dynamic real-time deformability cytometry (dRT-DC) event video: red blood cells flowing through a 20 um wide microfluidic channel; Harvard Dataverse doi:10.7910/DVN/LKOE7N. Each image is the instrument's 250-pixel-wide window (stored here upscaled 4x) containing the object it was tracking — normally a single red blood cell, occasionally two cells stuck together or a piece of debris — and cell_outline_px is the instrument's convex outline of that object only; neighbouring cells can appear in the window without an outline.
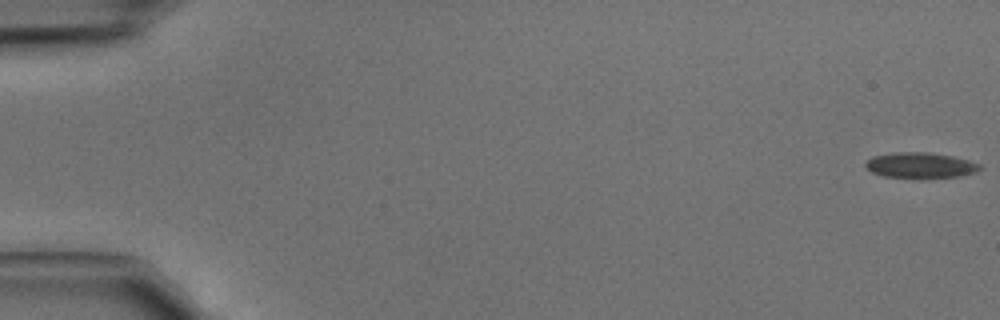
{"species": "common noctule bat (a hibernating species)", "species_latin": "Nyctalus noctula", "temperature_condition": "cold", "stored_images_in_passage": 46, "camera_frame_rate_fps": 3000, "um_per_image_px": 0.085, "animal": {"sex": "male", "body_mass_g": 15.6}, "frame": {"image": 1, "passage_image": 1, "time_ms": 0.0, "image_size_px": [1000, 320], "cell_outline_px": [[980, 168], [976, 172], [956, 176], [924, 180], [920, 180], [884, 176], [872, 172], [864, 168], [864, 160], [872, 156], [892, 152], [928, 152], [952, 156], [968, 160], [980, 164]], "centroid_in_image_um": [78.15, 14.07], "position_along_channel_um": 6.9, "area_um2": 17.69}}
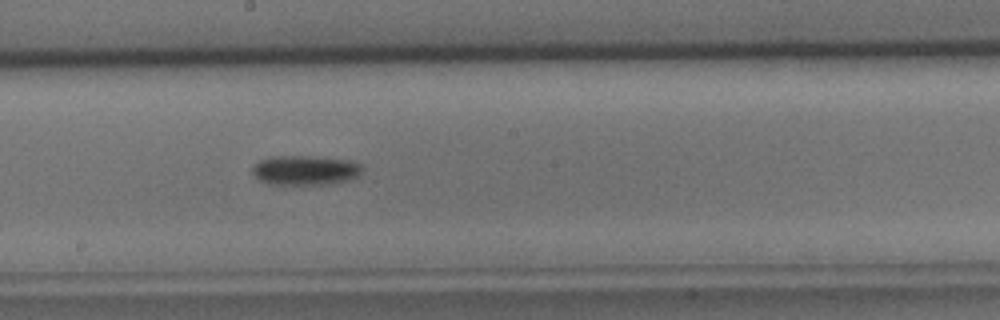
{"frame": {"image": 2, "passage_image": 26, "time_ms": 8.333, "image_size_px": [1000, 320], "cell_outline_px": [[364, 168], [360, 176], [348, 180], [332, 184], [268, 184], [260, 180], [252, 172], [252, 168], [260, 160], [272, 156], [308, 156], [348, 160], [364, 164]], "centroid_in_image_um": [26.01, 14.47], "position_along_channel_um": 222.2, "area_um2": 19.07}}
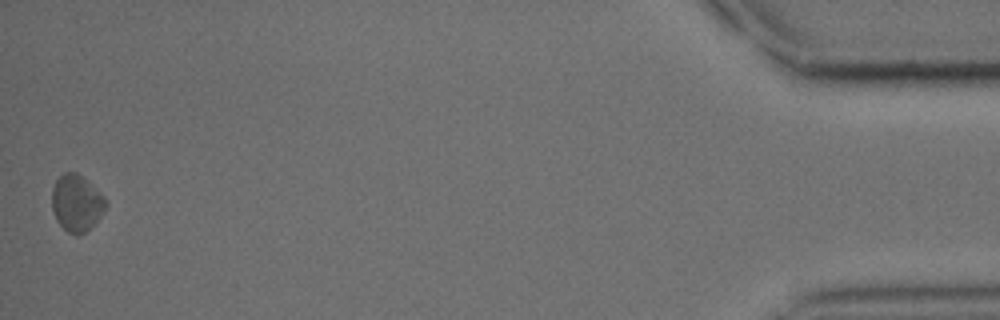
{"frame": {"image": 3, "passage_image": 46, "time_ms": 15.0, "image_size_px": [1000, 320], "cell_outline_px": [[108, 204], [104, 212], [84, 232], [76, 236], [68, 232], [56, 220], [52, 208], [52, 188], [56, 180], [64, 172], [76, 172], [84, 176], [104, 196]], "centroid_in_image_um": [6.51, 17.23], "position_along_channel_um": 428.7, "area_um2": 17.8}}